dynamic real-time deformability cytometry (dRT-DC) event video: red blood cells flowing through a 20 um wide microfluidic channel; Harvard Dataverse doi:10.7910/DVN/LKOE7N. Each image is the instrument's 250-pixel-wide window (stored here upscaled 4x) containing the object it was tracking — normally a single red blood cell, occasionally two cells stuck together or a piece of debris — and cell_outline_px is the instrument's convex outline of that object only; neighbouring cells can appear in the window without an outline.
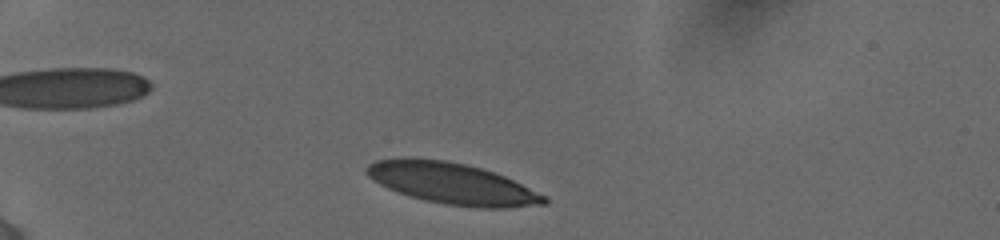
{"species": "human", "species_latin": "Homo sapiens", "temperature_condition": "cold", "stored_images_in_passage": 3, "camera_frame_rate_fps": 3000, "um_per_image_px": 0.085, "donor": {"sex": "female"}, "frame": {"image": 1, "passage_image": 1, "time_ms": 0.0, "image_size_px": [1000, 240], "cell_outline_px": [[548, 204], [508, 208], [480, 208], [444, 204], [424, 200], [408, 196], [396, 192], [372, 180], [364, 172], [364, 168], [368, 164], [376, 160], [404, 156], [416, 156], [444, 160], [464, 164], [480, 168], [504, 176], [548, 196]], "centroid_in_image_um": [38.39, 15.58], "position_along_channel_um": 46.6, "area_um2": 43.35}}